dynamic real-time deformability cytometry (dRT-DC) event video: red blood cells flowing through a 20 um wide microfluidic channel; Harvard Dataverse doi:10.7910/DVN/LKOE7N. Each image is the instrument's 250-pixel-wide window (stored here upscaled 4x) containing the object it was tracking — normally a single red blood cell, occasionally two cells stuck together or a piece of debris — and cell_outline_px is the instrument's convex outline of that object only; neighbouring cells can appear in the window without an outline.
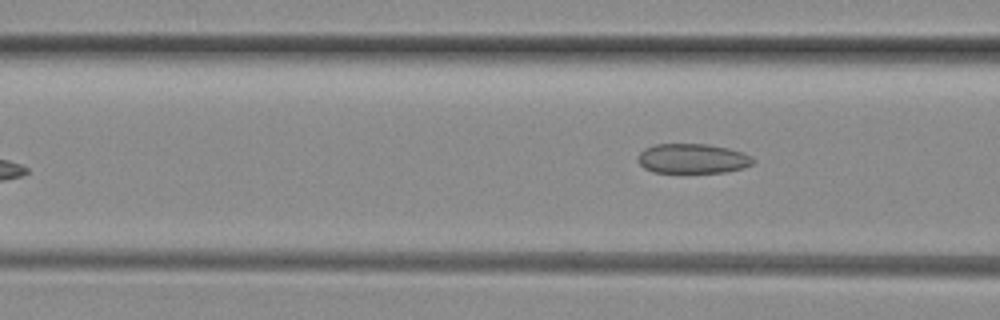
{"species": "common noctule bat (a hibernating species)", "species_latin": "Nyctalus noctula", "temperature_condition": "room temperature", "stored_images_in_passage": 5, "camera_frame_rate_fps": 3000, "um_per_image_px": 0.085, "animal": {"sex": "female", "body_mass_g": 29.2, "forearm_length_mm": 56.3}, "frame": {"image": 1, "passage_image": 5, "time_ms": 1.333, "image_size_px": [1000, 320], "cell_outline_px": [[756, 160], [752, 164], [744, 168], [724, 172], [652, 172], [644, 168], [636, 160], [636, 156], [644, 148], [656, 144], [708, 144], [728, 148], [752, 156]], "centroid_in_image_um": [58.84, 13.47], "position_along_channel_um": 107.8, "area_um2": 20.06}}